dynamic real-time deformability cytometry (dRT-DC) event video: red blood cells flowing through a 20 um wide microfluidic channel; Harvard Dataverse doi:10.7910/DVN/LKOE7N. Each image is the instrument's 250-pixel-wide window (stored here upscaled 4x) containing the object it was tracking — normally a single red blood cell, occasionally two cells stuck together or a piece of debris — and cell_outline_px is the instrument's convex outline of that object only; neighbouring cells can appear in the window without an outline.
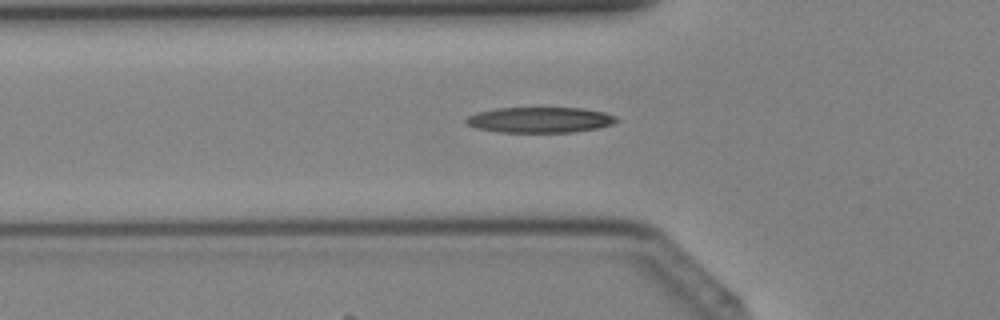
{"species": "Egyptian fruit bat (a non-hibernating species)", "species_latin": "Rousettus aegyptiacus", "temperature_condition": "cold", "stored_images_in_passage": 39, "camera_frame_rate_fps": 3000, "um_per_image_px": 0.085, "animal": {"sex": "female"}, "frame": {"image": 1, "passage_image": 13, "time_ms": 4.0, "image_size_px": [1000, 320], "cell_outline_px": [[620, 120], [612, 124], [596, 128], [572, 132], [500, 132], [476, 128], [468, 124], [464, 120], [468, 116], [476, 112], [496, 108], [584, 108], [604, 112], [616, 116]], "centroid_in_image_um": [45.9, 10.18], "position_along_channel_um": 79.9, "area_um2": 22.43}}
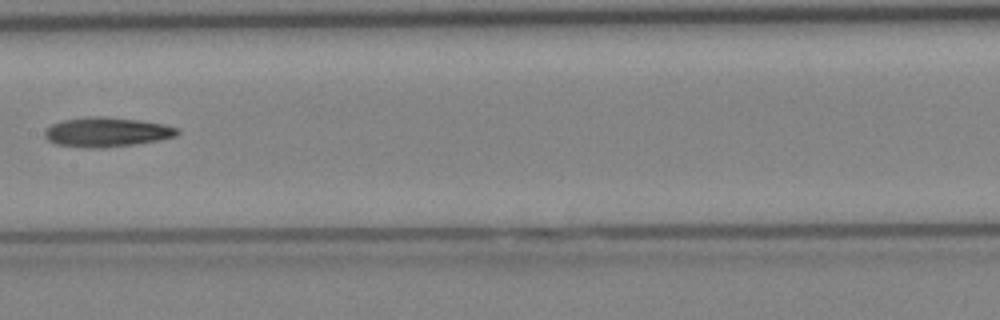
{"frame": {"image": 2, "passage_image": 20, "time_ms": 6.333, "image_size_px": [1000, 320], "cell_outline_px": [[180, 132], [176, 136], [160, 140], [136, 144], [96, 148], [84, 148], [56, 144], [48, 140], [44, 136], [44, 132], [52, 124], [64, 120], [88, 116], [100, 116], [140, 120], [164, 124], [180, 128]], "centroid_in_image_um": [9.1, 11.23], "position_along_channel_um": 198.3, "area_um2": 22.89}}
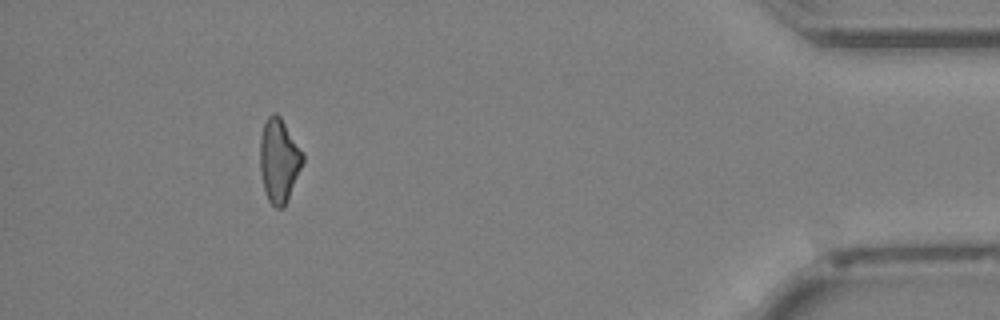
{"frame": {"image": 3, "passage_image": 36, "time_ms": 11.667, "image_size_px": [1000, 320], "cell_outline_px": [[304, 160], [288, 200], [284, 208], [276, 208], [268, 200], [264, 192], [260, 172], [260, 136], [264, 124], [268, 116], [272, 112], [276, 112], [280, 116], [304, 156]], "centroid_in_image_um": [23.69, 13.66], "position_along_channel_um": 411.5, "area_um2": 20.81}}